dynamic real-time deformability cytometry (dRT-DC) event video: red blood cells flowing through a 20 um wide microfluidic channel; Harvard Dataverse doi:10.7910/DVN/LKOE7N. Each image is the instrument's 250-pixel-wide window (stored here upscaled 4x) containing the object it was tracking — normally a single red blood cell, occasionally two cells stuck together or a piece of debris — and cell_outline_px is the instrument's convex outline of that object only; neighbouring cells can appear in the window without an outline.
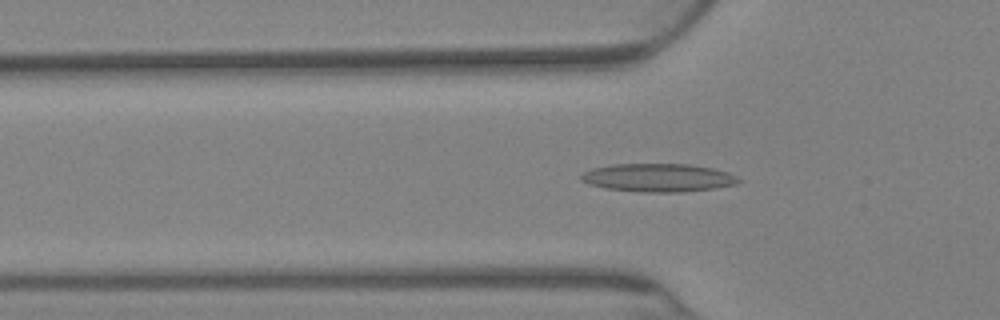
{"species": "Egyptian fruit bat (a non-hibernating species)", "species_latin": "Rousettus aegyptiacus", "temperature_condition": "warm", "stored_images_in_passage": 76, "segment_of_instrument_passage": [1, 2], "camera_frame_rate_fps": 3000, "um_per_image_px": 0.085, "animal": {"sex": "female"}, "frame": {"image": 1, "passage_image": 25, "time_ms": 8.0, "image_size_px": [1000, 320], "cell_outline_px": [[740, 180], [736, 184], [716, 188], [680, 192], [640, 192], [604, 188], [588, 184], [580, 180], [580, 176], [584, 172], [592, 168], [612, 164], [688, 164], [712, 168], [728, 172], [736, 176]], "centroid_in_image_um": [55.91, 15.1], "position_along_channel_um": 69.9, "area_um2": 25.95}}
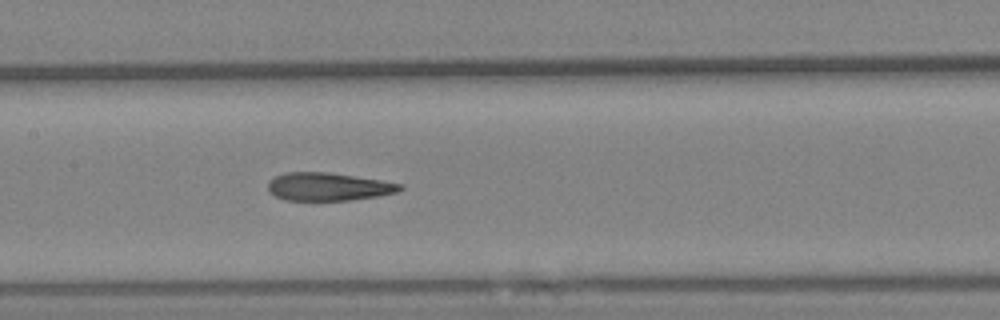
{"frame": {"image": 2, "passage_image": 37, "time_ms": 12.0, "image_size_px": [1000, 320], "cell_outline_px": [[404, 188], [396, 192], [380, 196], [352, 200], [284, 200], [276, 196], [268, 188], [268, 184], [276, 176], [284, 172], [328, 172], [380, 180], [404, 184]], "centroid_in_image_um": [27.95, 15.87], "position_along_channel_um": 179.4, "area_um2": 21.44}}
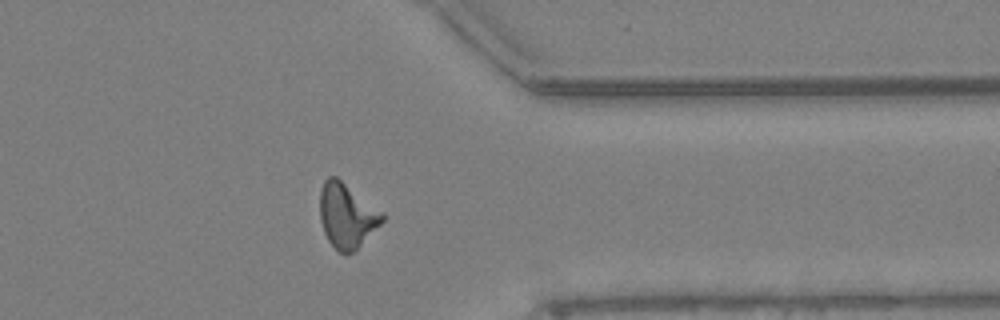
{"frame": {"image": 3, "passage_image": 60, "time_ms": 19.667, "image_size_px": [1000, 320], "cell_outline_px": [[384, 220], [352, 252], [340, 252], [328, 240], [324, 232], [320, 220], [320, 188], [324, 180], [328, 176], [336, 176], [384, 212]], "centroid_in_image_um": [29.46, 18.27], "position_along_channel_um": 381.9, "area_um2": 23.18}}